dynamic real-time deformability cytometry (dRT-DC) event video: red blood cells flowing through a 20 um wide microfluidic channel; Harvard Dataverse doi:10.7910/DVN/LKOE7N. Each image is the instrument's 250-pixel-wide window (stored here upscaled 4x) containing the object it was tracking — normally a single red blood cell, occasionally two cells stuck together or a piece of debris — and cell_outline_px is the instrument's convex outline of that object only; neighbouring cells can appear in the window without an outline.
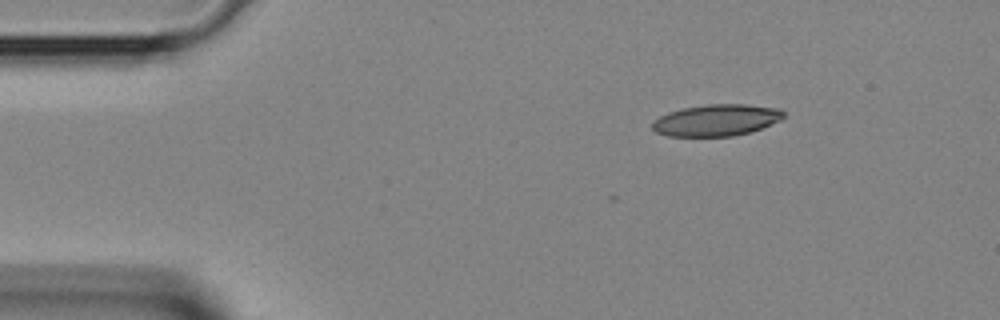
{"species": "Egyptian fruit bat (a non-hibernating species)", "species_latin": "Rousettus aegyptiacus", "temperature_condition": "room temperature", "stored_images_in_passage": 3, "camera_frame_rate_fps": 3000, "um_per_image_px": 0.085, "animal": {"sex": "female"}, "frame": {"image": 1, "passage_image": 1, "time_ms": 0.0, "image_size_px": [1000, 320], "cell_outline_px": [[784, 116], [780, 120], [760, 128], [748, 132], [732, 136], [668, 136], [656, 132], [652, 128], [652, 124], [660, 116], [668, 112], [680, 108], [704, 104], [744, 104], [780, 108], [784, 112]], "centroid_in_image_um": [60.88, 10.2], "position_along_channel_um": 24.1, "area_um2": 24.1}}
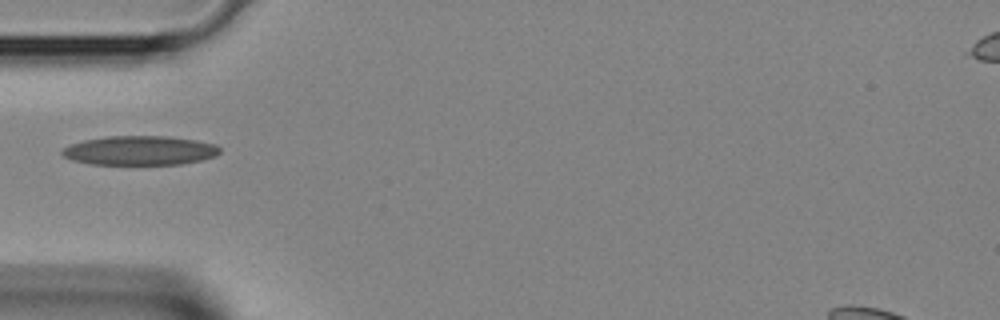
{"frame": {"image": 2, "passage_image": 3, "time_ms": 0.667, "image_size_px": [1000, 320], "cell_outline_px": [[220, 152], [216, 156], [184, 164], [88, 164], [72, 160], [64, 156], [60, 152], [64, 148], [72, 144], [84, 140], [104, 136], [168, 136], [196, 140], [216, 144], [220, 148]], "centroid_in_image_um": [11.9, 12.79], "position_along_channel_um": 73.1, "area_um2": 26.93}}